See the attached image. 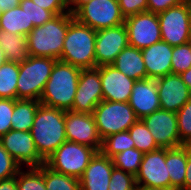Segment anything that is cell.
Returning <instances> with one entry per match:
<instances>
[{
	"label": "cell",
	"instance_id": "1",
	"mask_svg": "<svg viewBox=\"0 0 191 190\" xmlns=\"http://www.w3.org/2000/svg\"><path fill=\"white\" fill-rule=\"evenodd\" d=\"M66 111L40 104L31 128L38 154L46 160L67 140L65 132Z\"/></svg>",
	"mask_w": 191,
	"mask_h": 190
},
{
	"label": "cell",
	"instance_id": "2",
	"mask_svg": "<svg viewBox=\"0 0 191 190\" xmlns=\"http://www.w3.org/2000/svg\"><path fill=\"white\" fill-rule=\"evenodd\" d=\"M81 69L57 60L45 84L40 103L64 111L73 106Z\"/></svg>",
	"mask_w": 191,
	"mask_h": 190
},
{
	"label": "cell",
	"instance_id": "3",
	"mask_svg": "<svg viewBox=\"0 0 191 190\" xmlns=\"http://www.w3.org/2000/svg\"><path fill=\"white\" fill-rule=\"evenodd\" d=\"M74 19L71 13L59 14L45 24L34 27L26 36L29 56L50 57L59 60L69 23Z\"/></svg>",
	"mask_w": 191,
	"mask_h": 190
},
{
	"label": "cell",
	"instance_id": "4",
	"mask_svg": "<svg viewBox=\"0 0 191 190\" xmlns=\"http://www.w3.org/2000/svg\"><path fill=\"white\" fill-rule=\"evenodd\" d=\"M95 41L96 30L74 18L69 23L59 60L80 69L95 68Z\"/></svg>",
	"mask_w": 191,
	"mask_h": 190
},
{
	"label": "cell",
	"instance_id": "5",
	"mask_svg": "<svg viewBox=\"0 0 191 190\" xmlns=\"http://www.w3.org/2000/svg\"><path fill=\"white\" fill-rule=\"evenodd\" d=\"M56 61L50 57L29 56L19 63L17 99L40 101Z\"/></svg>",
	"mask_w": 191,
	"mask_h": 190
},
{
	"label": "cell",
	"instance_id": "6",
	"mask_svg": "<svg viewBox=\"0 0 191 190\" xmlns=\"http://www.w3.org/2000/svg\"><path fill=\"white\" fill-rule=\"evenodd\" d=\"M96 152L94 148L66 140L45 160V164L56 172L80 178Z\"/></svg>",
	"mask_w": 191,
	"mask_h": 190
},
{
	"label": "cell",
	"instance_id": "7",
	"mask_svg": "<svg viewBox=\"0 0 191 190\" xmlns=\"http://www.w3.org/2000/svg\"><path fill=\"white\" fill-rule=\"evenodd\" d=\"M92 115L102 140L109 135L129 130L138 120L128 102L102 100Z\"/></svg>",
	"mask_w": 191,
	"mask_h": 190
},
{
	"label": "cell",
	"instance_id": "8",
	"mask_svg": "<svg viewBox=\"0 0 191 190\" xmlns=\"http://www.w3.org/2000/svg\"><path fill=\"white\" fill-rule=\"evenodd\" d=\"M162 41L171 46L189 42L191 36V0L157 14Z\"/></svg>",
	"mask_w": 191,
	"mask_h": 190
},
{
	"label": "cell",
	"instance_id": "9",
	"mask_svg": "<svg viewBox=\"0 0 191 190\" xmlns=\"http://www.w3.org/2000/svg\"><path fill=\"white\" fill-rule=\"evenodd\" d=\"M73 15L78 22L94 30L115 27L125 22L117 0H91Z\"/></svg>",
	"mask_w": 191,
	"mask_h": 190
},
{
	"label": "cell",
	"instance_id": "10",
	"mask_svg": "<svg viewBox=\"0 0 191 190\" xmlns=\"http://www.w3.org/2000/svg\"><path fill=\"white\" fill-rule=\"evenodd\" d=\"M129 45L137 49L149 47L162 40L157 14L142 12L125 18Z\"/></svg>",
	"mask_w": 191,
	"mask_h": 190
},
{
	"label": "cell",
	"instance_id": "11",
	"mask_svg": "<svg viewBox=\"0 0 191 190\" xmlns=\"http://www.w3.org/2000/svg\"><path fill=\"white\" fill-rule=\"evenodd\" d=\"M3 148L21 167H39L45 160L38 154L30 131L11 129L0 137Z\"/></svg>",
	"mask_w": 191,
	"mask_h": 190
},
{
	"label": "cell",
	"instance_id": "12",
	"mask_svg": "<svg viewBox=\"0 0 191 190\" xmlns=\"http://www.w3.org/2000/svg\"><path fill=\"white\" fill-rule=\"evenodd\" d=\"M150 130L154 141L160 148H177L183 146L177 126L175 112L158 109L141 119Z\"/></svg>",
	"mask_w": 191,
	"mask_h": 190
},
{
	"label": "cell",
	"instance_id": "13",
	"mask_svg": "<svg viewBox=\"0 0 191 190\" xmlns=\"http://www.w3.org/2000/svg\"><path fill=\"white\" fill-rule=\"evenodd\" d=\"M136 177L137 186L170 190V175L166 168V148L144 153Z\"/></svg>",
	"mask_w": 191,
	"mask_h": 190
},
{
	"label": "cell",
	"instance_id": "14",
	"mask_svg": "<svg viewBox=\"0 0 191 190\" xmlns=\"http://www.w3.org/2000/svg\"><path fill=\"white\" fill-rule=\"evenodd\" d=\"M127 45H129V38L124 23L115 27L96 30L95 68L111 65Z\"/></svg>",
	"mask_w": 191,
	"mask_h": 190
},
{
	"label": "cell",
	"instance_id": "15",
	"mask_svg": "<svg viewBox=\"0 0 191 190\" xmlns=\"http://www.w3.org/2000/svg\"><path fill=\"white\" fill-rule=\"evenodd\" d=\"M103 100L100 72L97 68L81 69L72 109L76 113L91 114Z\"/></svg>",
	"mask_w": 191,
	"mask_h": 190
},
{
	"label": "cell",
	"instance_id": "16",
	"mask_svg": "<svg viewBox=\"0 0 191 190\" xmlns=\"http://www.w3.org/2000/svg\"><path fill=\"white\" fill-rule=\"evenodd\" d=\"M65 132L67 141L89 146L97 152L101 150L102 139L99 136L92 113L66 111Z\"/></svg>",
	"mask_w": 191,
	"mask_h": 190
},
{
	"label": "cell",
	"instance_id": "17",
	"mask_svg": "<svg viewBox=\"0 0 191 190\" xmlns=\"http://www.w3.org/2000/svg\"><path fill=\"white\" fill-rule=\"evenodd\" d=\"M96 68L100 72L103 100L128 102L135 80L117 70L113 65Z\"/></svg>",
	"mask_w": 191,
	"mask_h": 190
},
{
	"label": "cell",
	"instance_id": "18",
	"mask_svg": "<svg viewBox=\"0 0 191 190\" xmlns=\"http://www.w3.org/2000/svg\"><path fill=\"white\" fill-rule=\"evenodd\" d=\"M155 80L161 109L176 113L191 98V91L179 74H169Z\"/></svg>",
	"mask_w": 191,
	"mask_h": 190
},
{
	"label": "cell",
	"instance_id": "19",
	"mask_svg": "<svg viewBox=\"0 0 191 190\" xmlns=\"http://www.w3.org/2000/svg\"><path fill=\"white\" fill-rule=\"evenodd\" d=\"M128 103L138 119L161 109L157 81L150 78L136 80Z\"/></svg>",
	"mask_w": 191,
	"mask_h": 190
},
{
	"label": "cell",
	"instance_id": "20",
	"mask_svg": "<svg viewBox=\"0 0 191 190\" xmlns=\"http://www.w3.org/2000/svg\"><path fill=\"white\" fill-rule=\"evenodd\" d=\"M114 163L101 151L96 152L79 178L81 190H109Z\"/></svg>",
	"mask_w": 191,
	"mask_h": 190
},
{
	"label": "cell",
	"instance_id": "21",
	"mask_svg": "<svg viewBox=\"0 0 191 190\" xmlns=\"http://www.w3.org/2000/svg\"><path fill=\"white\" fill-rule=\"evenodd\" d=\"M147 78L157 79L172 74L171 59L173 46L165 41L141 49Z\"/></svg>",
	"mask_w": 191,
	"mask_h": 190
},
{
	"label": "cell",
	"instance_id": "22",
	"mask_svg": "<svg viewBox=\"0 0 191 190\" xmlns=\"http://www.w3.org/2000/svg\"><path fill=\"white\" fill-rule=\"evenodd\" d=\"M113 65L126 76L136 80L147 79L141 49L127 45L115 58Z\"/></svg>",
	"mask_w": 191,
	"mask_h": 190
},
{
	"label": "cell",
	"instance_id": "23",
	"mask_svg": "<svg viewBox=\"0 0 191 190\" xmlns=\"http://www.w3.org/2000/svg\"><path fill=\"white\" fill-rule=\"evenodd\" d=\"M187 146L166 148V168L170 175V190H182L185 186Z\"/></svg>",
	"mask_w": 191,
	"mask_h": 190
},
{
	"label": "cell",
	"instance_id": "24",
	"mask_svg": "<svg viewBox=\"0 0 191 190\" xmlns=\"http://www.w3.org/2000/svg\"><path fill=\"white\" fill-rule=\"evenodd\" d=\"M0 47L7 61L22 63L29 57L27 38L24 35L0 30Z\"/></svg>",
	"mask_w": 191,
	"mask_h": 190
},
{
	"label": "cell",
	"instance_id": "25",
	"mask_svg": "<svg viewBox=\"0 0 191 190\" xmlns=\"http://www.w3.org/2000/svg\"><path fill=\"white\" fill-rule=\"evenodd\" d=\"M40 104V101L37 100L15 99L11 119L12 129L17 131H31L34 117Z\"/></svg>",
	"mask_w": 191,
	"mask_h": 190
},
{
	"label": "cell",
	"instance_id": "26",
	"mask_svg": "<svg viewBox=\"0 0 191 190\" xmlns=\"http://www.w3.org/2000/svg\"><path fill=\"white\" fill-rule=\"evenodd\" d=\"M34 25H28L26 10L20 6L11 8L0 14V30L27 36Z\"/></svg>",
	"mask_w": 191,
	"mask_h": 190
},
{
	"label": "cell",
	"instance_id": "27",
	"mask_svg": "<svg viewBox=\"0 0 191 190\" xmlns=\"http://www.w3.org/2000/svg\"><path fill=\"white\" fill-rule=\"evenodd\" d=\"M19 63L6 61L0 65V98L17 99Z\"/></svg>",
	"mask_w": 191,
	"mask_h": 190
},
{
	"label": "cell",
	"instance_id": "28",
	"mask_svg": "<svg viewBox=\"0 0 191 190\" xmlns=\"http://www.w3.org/2000/svg\"><path fill=\"white\" fill-rule=\"evenodd\" d=\"M18 190H46L44 163L39 167H22L17 174Z\"/></svg>",
	"mask_w": 191,
	"mask_h": 190
},
{
	"label": "cell",
	"instance_id": "29",
	"mask_svg": "<svg viewBox=\"0 0 191 190\" xmlns=\"http://www.w3.org/2000/svg\"><path fill=\"white\" fill-rule=\"evenodd\" d=\"M44 183L46 190H81L79 178L56 172L45 163Z\"/></svg>",
	"mask_w": 191,
	"mask_h": 190
},
{
	"label": "cell",
	"instance_id": "30",
	"mask_svg": "<svg viewBox=\"0 0 191 190\" xmlns=\"http://www.w3.org/2000/svg\"><path fill=\"white\" fill-rule=\"evenodd\" d=\"M130 137L134 141L135 148L143 154L159 149L154 141L150 130L141 119H138L128 130Z\"/></svg>",
	"mask_w": 191,
	"mask_h": 190
},
{
	"label": "cell",
	"instance_id": "31",
	"mask_svg": "<svg viewBox=\"0 0 191 190\" xmlns=\"http://www.w3.org/2000/svg\"><path fill=\"white\" fill-rule=\"evenodd\" d=\"M131 148H135V144L127 130L104 138L100 151L112 159L118 153Z\"/></svg>",
	"mask_w": 191,
	"mask_h": 190
},
{
	"label": "cell",
	"instance_id": "32",
	"mask_svg": "<svg viewBox=\"0 0 191 190\" xmlns=\"http://www.w3.org/2000/svg\"><path fill=\"white\" fill-rule=\"evenodd\" d=\"M143 153L136 148L127 149L115 155L114 167L136 176L140 169Z\"/></svg>",
	"mask_w": 191,
	"mask_h": 190
},
{
	"label": "cell",
	"instance_id": "33",
	"mask_svg": "<svg viewBox=\"0 0 191 190\" xmlns=\"http://www.w3.org/2000/svg\"><path fill=\"white\" fill-rule=\"evenodd\" d=\"M19 6L26 10L28 25H34V27L41 26L56 16L53 12L43 9L32 0H21Z\"/></svg>",
	"mask_w": 191,
	"mask_h": 190
},
{
	"label": "cell",
	"instance_id": "34",
	"mask_svg": "<svg viewBox=\"0 0 191 190\" xmlns=\"http://www.w3.org/2000/svg\"><path fill=\"white\" fill-rule=\"evenodd\" d=\"M171 67L172 74H181L191 67V45L189 42L173 46Z\"/></svg>",
	"mask_w": 191,
	"mask_h": 190
},
{
	"label": "cell",
	"instance_id": "35",
	"mask_svg": "<svg viewBox=\"0 0 191 190\" xmlns=\"http://www.w3.org/2000/svg\"><path fill=\"white\" fill-rule=\"evenodd\" d=\"M180 142L186 146L191 143V98L176 112Z\"/></svg>",
	"mask_w": 191,
	"mask_h": 190
},
{
	"label": "cell",
	"instance_id": "36",
	"mask_svg": "<svg viewBox=\"0 0 191 190\" xmlns=\"http://www.w3.org/2000/svg\"><path fill=\"white\" fill-rule=\"evenodd\" d=\"M109 190H138L136 177L114 167L110 177Z\"/></svg>",
	"mask_w": 191,
	"mask_h": 190
},
{
	"label": "cell",
	"instance_id": "37",
	"mask_svg": "<svg viewBox=\"0 0 191 190\" xmlns=\"http://www.w3.org/2000/svg\"><path fill=\"white\" fill-rule=\"evenodd\" d=\"M21 168L20 164L3 148L0 141V181L16 176Z\"/></svg>",
	"mask_w": 191,
	"mask_h": 190
},
{
	"label": "cell",
	"instance_id": "38",
	"mask_svg": "<svg viewBox=\"0 0 191 190\" xmlns=\"http://www.w3.org/2000/svg\"><path fill=\"white\" fill-rule=\"evenodd\" d=\"M15 100L0 98V137L12 129Z\"/></svg>",
	"mask_w": 191,
	"mask_h": 190
},
{
	"label": "cell",
	"instance_id": "39",
	"mask_svg": "<svg viewBox=\"0 0 191 190\" xmlns=\"http://www.w3.org/2000/svg\"><path fill=\"white\" fill-rule=\"evenodd\" d=\"M122 15L127 18L138 13L146 12L148 7L147 0H117Z\"/></svg>",
	"mask_w": 191,
	"mask_h": 190
},
{
	"label": "cell",
	"instance_id": "40",
	"mask_svg": "<svg viewBox=\"0 0 191 190\" xmlns=\"http://www.w3.org/2000/svg\"><path fill=\"white\" fill-rule=\"evenodd\" d=\"M35 4L55 15L68 13L66 0H32Z\"/></svg>",
	"mask_w": 191,
	"mask_h": 190
},
{
	"label": "cell",
	"instance_id": "41",
	"mask_svg": "<svg viewBox=\"0 0 191 190\" xmlns=\"http://www.w3.org/2000/svg\"><path fill=\"white\" fill-rule=\"evenodd\" d=\"M148 7L147 12L159 14L168 8L177 6L187 0H147Z\"/></svg>",
	"mask_w": 191,
	"mask_h": 190
},
{
	"label": "cell",
	"instance_id": "42",
	"mask_svg": "<svg viewBox=\"0 0 191 190\" xmlns=\"http://www.w3.org/2000/svg\"><path fill=\"white\" fill-rule=\"evenodd\" d=\"M182 190H191V155L187 148V166L185 175V186Z\"/></svg>",
	"mask_w": 191,
	"mask_h": 190
},
{
	"label": "cell",
	"instance_id": "43",
	"mask_svg": "<svg viewBox=\"0 0 191 190\" xmlns=\"http://www.w3.org/2000/svg\"><path fill=\"white\" fill-rule=\"evenodd\" d=\"M0 190H18L17 188V175L0 181Z\"/></svg>",
	"mask_w": 191,
	"mask_h": 190
},
{
	"label": "cell",
	"instance_id": "44",
	"mask_svg": "<svg viewBox=\"0 0 191 190\" xmlns=\"http://www.w3.org/2000/svg\"><path fill=\"white\" fill-rule=\"evenodd\" d=\"M91 0H66L69 13L74 14L82 5Z\"/></svg>",
	"mask_w": 191,
	"mask_h": 190
},
{
	"label": "cell",
	"instance_id": "45",
	"mask_svg": "<svg viewBox=\"0 0 191 190\" xmlns=\"http://www.w3.org/2000/svg\"><path fill=\"white\" fill-rule=\"evenodd\" d=\"M21 0H0V14L19 6Z\"/></svg>",
	"mask_w": 191,
	"mask_h": 190
},
{
	"label": "cell",
	"instance_id": "46",
	"mask_svg": "<svg viewBox=\"0 0 191 190\" xmlns=\"http://www.w3.org/2000/svg\"><path fill=\"white\" fill-rule=\"evenodd\" d=\"M179 75L181 76L182 80L184 81V83L187 85V87L191 91V67L187 71L182 72Z\"/></svg>",
	"mask_w": 191,
	"mask_h": 190
},
{
	"label": "cell",
	"instance_id": "47",
	"mask_svg": "<svg viewBox=\"0 0 191 190\" xmlns=\"http://www.w3.org/2000/svg\"><path fill=\"white\" fill-rule=\"evenodd\" d=\"M138 190H166L156 187H150V186H137Z\"/></svg>",
	"mask_w": 191,
	"mask_h": 190
},
{
	"label": "cell",
	"instance_id": "48",
	"mask_svg": "<svg viewBox=\"0 0 191 190\" xmlns=\"http://www.w3.org/2000/svg\"><path fill=\"white\" fill-rule=\"evenodd\" d=\"M6 57L4 52L2 51L1 47H0V65H2L4 62H6Z\"/></svg>",
	"mask_w": 191,
	"mask_h": 190
},
{
	"label": "cell",
	"instance_id": "49",
	"mask_svg": "<svg viewBox=\"0 0 191 190\" xmlns=\"http://www.w3.org/2000/svg\"><path fill=\"white\" fill-rule=\"evenodd\" d=\"M186 146H187V148H188V150H189V153H190V155H191V143L188 144V145H186Z\"/></svg>",
	"mask_w": 191,
	"mask_h": 190
}]
</instances>
